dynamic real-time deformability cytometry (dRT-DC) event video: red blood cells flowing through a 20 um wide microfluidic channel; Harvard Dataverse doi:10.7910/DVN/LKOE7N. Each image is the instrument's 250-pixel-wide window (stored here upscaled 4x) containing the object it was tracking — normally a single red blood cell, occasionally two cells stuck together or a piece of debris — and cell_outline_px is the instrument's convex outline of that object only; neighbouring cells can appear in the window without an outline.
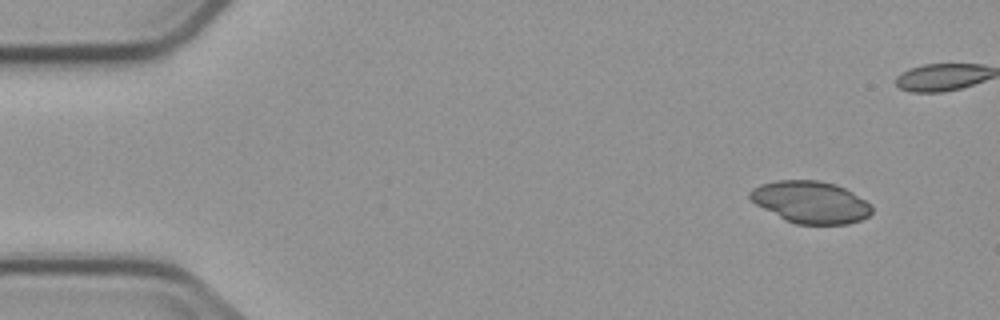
{"species": "common noctule bat (a hibernating species)", "species_latin": "Nyctalus noctula", "temperature_condition": "cold", "stored_images_in_passage": 6, "camera_frame_rate_fps": 3000, "um_per_image_px": 0.085, "animal": {"sex": "male", "body_mass_g": 23.1, "forearm_length_mm": 52.7}, "frame": {"image": 1, "passage_image": 2, "time_ms": 1.0, "image_size_px": [1000, 320], "cell_outline_px": [[872, 212], [868, 216], [860, 220], [848, 224], [796, 224], [784, 220], [756, 204], [748, 196], [748, 192], [752, 188], [760, 184], [776, 180], [820, 180], [836, 184], [852, 192], [872, 204]], "centroid_in_image_um": [68.9, 17.17], "position_along_channel_um": 16.1, "area_um2": 30.0}}
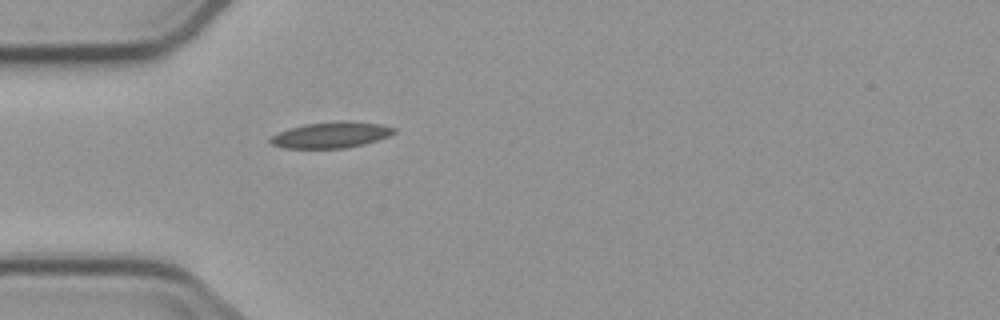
{"frame": {"image": 2, "passage_image": 6, "time_ms": 6.667, "image_size_px": [1000, 320], "cell_outline_px": [[396, 132], [388, 136], [364, 144], [344, 148], [284, 148], [272, 144], [268, 140], [272, 136], [288, 128], [304, 124], [340, 120], [348, 120], [380, 124], [396, 128]], "centroid_in_image_um": [28.15, 11.45], "position_along_channel_um": 56.9, "area_um2": 18.79}}